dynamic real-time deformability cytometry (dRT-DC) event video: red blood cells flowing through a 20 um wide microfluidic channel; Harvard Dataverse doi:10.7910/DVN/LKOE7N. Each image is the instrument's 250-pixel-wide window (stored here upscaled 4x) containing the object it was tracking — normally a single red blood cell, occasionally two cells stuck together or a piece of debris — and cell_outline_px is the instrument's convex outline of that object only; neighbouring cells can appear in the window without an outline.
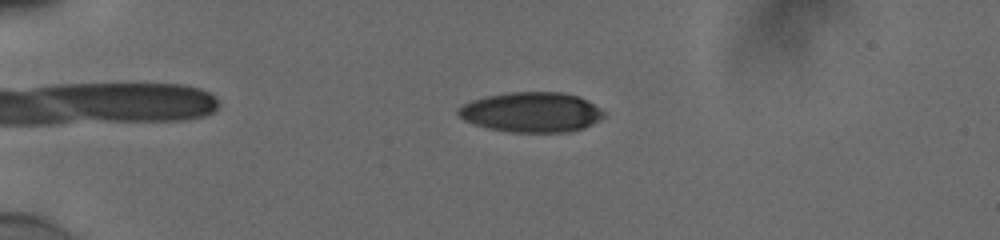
{"species": "human", "species_latin": "Homo sapiens", "temperature_condition": "cold", "stored_images_in_passage": 55, "camera_frame_rate_fps": 3000, "um_per_image_px": 0.085, "donor": {"sex": "male"}, "frame": {"image": 1, "passage_image": 14, "time_ms": 4.333, "image_size_px": [1000, 240], "cell_outline_px": [[604, 116], [584, 128], [568, 132], [512, 132], [488, 128], [464, 120], [456, 112], [464, 104], [472, 100], [488, 96], [508, 92], [564, 92], [576, 96], [600, 108], [604, 112]], "centroid_in_image_um": [45.16, 9.54], "position_along_channel_um": 39.8, "area_um2": 33.52}}
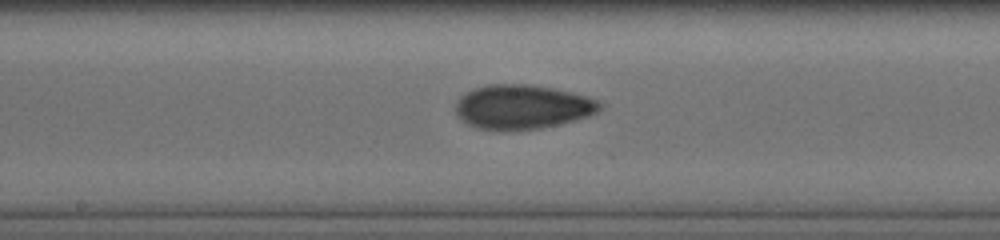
{"frame": {"image": 2, "passage_image": 31, "time_ms": 10.0, "image_size_px": [1000, 240], "cell_outline_px": [[600, 108], [596, 112], [588, 116], [560, 124], [540, 128], [480, 128], [468, 124], [456, 112], [456, 104], [460, 96], [476, 88], [488, 84], [528, 84], [552, 88], [584, 96], [596, 100], [600, 104]], "centroid_in_image_um": [44.4, 9.06], "position_along_channel_um": 203.8, "area_um2": 36.01}}
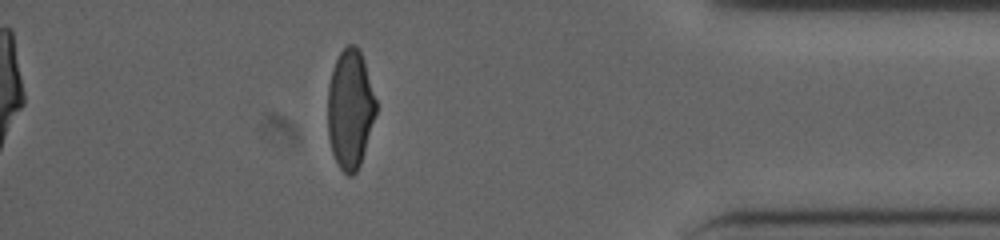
{"frame": {"image": 3, "passage_image": 49, "time_ms": 16.0, "image_size_px": [1000, 240], "cell_outline_px": [[376, 112], [360, 164], [356, 172], [352, 176], [348, 176], [340, 168], [332, 152], [328, 136], [328, 84], [332, 68], [340, 52], [348, 44], [356, 44], [364, 60], [376, 100]], "centroid_in_image_um": [29.75, 9.25], "position_along_channel_um": 405.5, "area_um2": 33.35}, "authors_computed_cell_mechanics": {"area_um2": 34.2754, "velocity_mm_per_s": 3.8851, "shape_relaxation_time_tau1_ms": 9.8515, "shape_relaxation_time_tau2_ms": 2.8736, "deformation_change_tau1": 0.2358, "deformation_change_tau2": 0.0805}}